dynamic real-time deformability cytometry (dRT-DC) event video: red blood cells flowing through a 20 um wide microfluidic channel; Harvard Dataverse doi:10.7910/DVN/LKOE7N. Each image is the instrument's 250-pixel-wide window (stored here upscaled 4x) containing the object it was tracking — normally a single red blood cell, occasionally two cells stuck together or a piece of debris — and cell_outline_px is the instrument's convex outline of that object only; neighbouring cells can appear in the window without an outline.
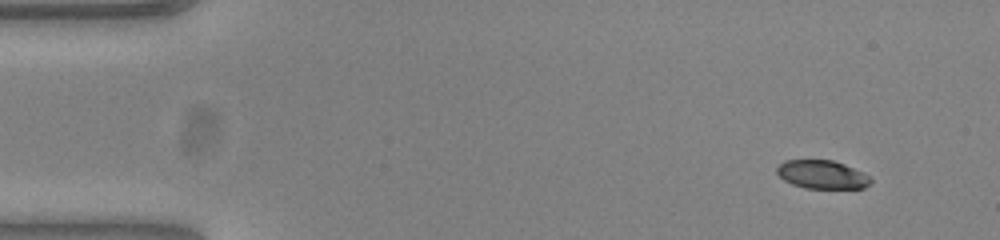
{"species": "common noctule bat (a hibernating species)", "species_latin": "Nyctalus noctula", "temperature_condition": "warm", "stored_images_in_passage": 50, "camera_frame_rate_fps": 3000, "um_per_image_px": 0.085, "animal": {"sex": "female", "body_mass_g": 23.0, "forearm_length_mm": 53.4}, "frame": {"image": 1, "passage_image": 1, "time_ms": 0.0, "image_size_px": [1000, 240], "cell_outline_px": [[872, 184], [864, 188], [804, 188], [792, 184], [784, 180], [776, 172], [776, 168], [784, 160], [832, 160], [844, 164], [868, 176], [872, 180]], "centroid_in_image_um": [69.86, 14.84], "position_along_channel_um": 15.1, "area_um2": 15.43}}
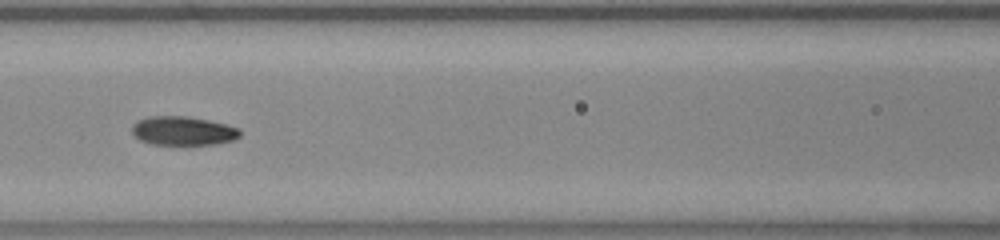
{"frame": {"image": 2, "passage_image": 20, "time_ms": 6.333, "image_size_px": [1000, 240], "cell_outline_px": [[240, 136], [236, 140], [216, 144], [152, 144], [140, 140], [132, 132], [132, 124], [136, 120], [148, 116], [188, 116], [208, 120], [240, 128]], "centroid_in_image_um": [15.56, 11.11], "position_along_channel_um": 151.0, "area_um2": 18.26}}
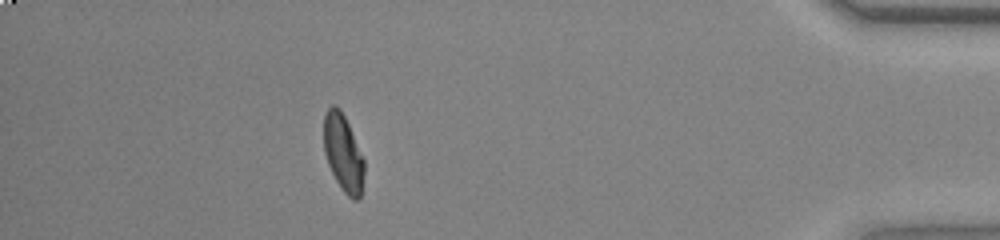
{"frame": {"image": 3, "passage_image": 44, "time_ms": 14.333, "image_size_px": [1000, 240], "cell_outline_px": [[364, 172], [360, 196], [356, 200], [352, 200], [344, 192], [336, 180], [328, 164], [324, 152], [324, 116], [328, 108], [332, 104], [340, 108], [348, 124], [364, 160]], "centroid_in_image_um": [29.16, 13.0], "position_along_channel_um": 406.0, "area_um2": 17.86}, "authors_computed_cell_mechanics": {"area_um2": 18.1492, "velocity_mm_per_s": 3.8589, "shape_relaxation_time_tau1_ms": 4.4226, "shape_relaxation_time_tau2_ms": 1.7174, "deformation_change_tau1": 0.1661, "deformation_change_tau2": 0.0624}}